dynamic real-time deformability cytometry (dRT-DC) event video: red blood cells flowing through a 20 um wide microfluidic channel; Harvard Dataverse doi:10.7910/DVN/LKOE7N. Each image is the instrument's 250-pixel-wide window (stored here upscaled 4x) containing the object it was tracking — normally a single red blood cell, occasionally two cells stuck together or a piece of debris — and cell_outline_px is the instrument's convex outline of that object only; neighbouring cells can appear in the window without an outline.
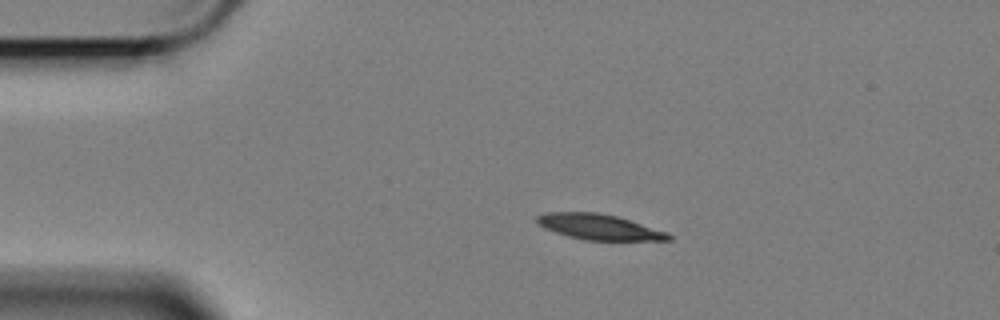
{"species": "Egyptian fruit bat (a non-hibernating species)", "species_latin": "Rousettus aegyptiacus", "temperature_condition": "cold", "stored_images_in_passage": 48, "camera_frame_rate_fps": 3000, "um_per_image_px": 0.085, "animal": {"sex": "female"}, "frame": {"image": 1, "passage_image": 1, "time_ms": 0.0, "image_size_px": [1000, 320], "cell_outline_px": [[672, 240], [584, 240], [568, 236], [544, 228], [536, 224], [532, 220], [536, 216], [544, 212], [596, 212], [616, 216], [668, 232], [672, 236]], "centroid_in_image_um": [50.85, 19.28], "position_along_channel_um": 34.1, "area_um2": 19.65}}
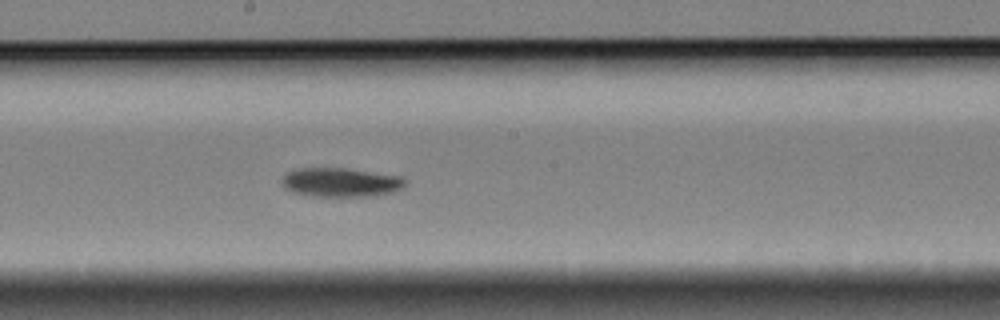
{"frame": {"image": 2, "passage_image": 21, "time_ms": 6.667, "image_size_px": [1000, 320], "cell_outline_px": [[408, 180], [400, 188], [392, 192], [376, 196], [312, 196], [292, 192], [284, 188], [280, 184], [280, 180], [284, 172], [300, 168], [344, 168], [400, 176]], "centroid_in_image_um": [28.89, 15.5], "position_along_channel_um": 219.3, "area_um2": 21.04}}
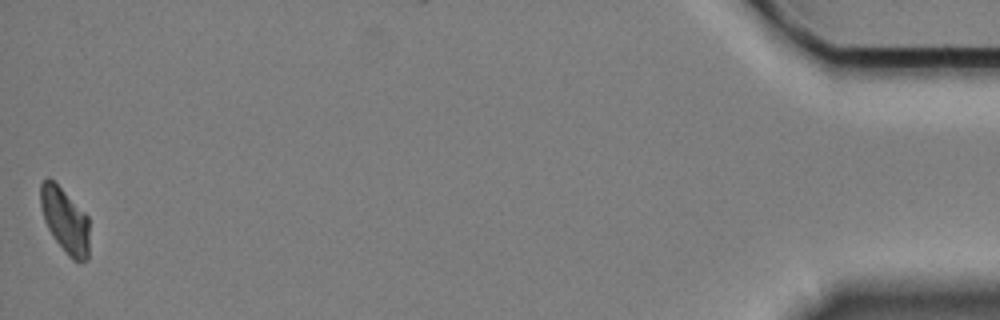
{"frame": {"image": 3, "passage_image": 48, "time_ms": 15.667, "image_size_px": [1000, 320], "cell_outline_px": [[88, 260], [72, 260], [68, 256], [56, 240], [48, 228], [44, 220], [40, 204], [40, 184], [48, 176], [88, 216]], "centroid_in_image_um": [5.51, 18.73], "position_along_channel_um": 429.7, "area_um2": 18.09}, "authors_computed_cell_mechanics": {"area_um2": 20.5768, "velocity_mm_per_s": 3.3623, "shape_relaxation_time_tau1_ms": 4.4982, "shape_relaxation_time_tau2_ms": null, "deformation_change_tau1": 0.1235, "deformation_change_tau2": null}}